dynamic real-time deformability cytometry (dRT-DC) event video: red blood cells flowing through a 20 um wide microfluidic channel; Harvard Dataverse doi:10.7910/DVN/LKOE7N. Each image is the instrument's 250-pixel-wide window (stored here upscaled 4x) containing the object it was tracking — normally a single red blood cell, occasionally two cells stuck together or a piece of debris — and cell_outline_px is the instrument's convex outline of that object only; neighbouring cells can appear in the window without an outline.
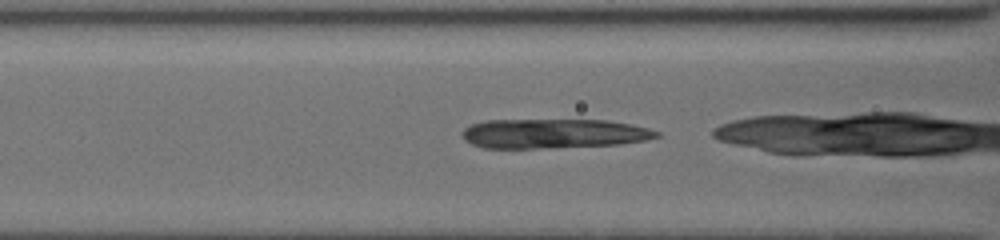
{"species": "common noctule bat (a hibernating species)", "species_latin": "Nyctalus noctula", "temperature_condition": "cold", "stored_images_in_passage": 8, "segment_of_instrument_passage": [2, 2], "camera_frame_rate_fps": 3000, "um_per_image_px": 0.085, "animal": {"sex": "female", "body_mass_g": 19.5, "forearm_length_mm": 54.1}, "frame": {"image": 1, "passage_image": 8, "time_ms": 4.0, "image_size_px": [1000, 240], "cell_outline_px": [[660, 136], [648, 140], [620, 144], [540, 148], [484, 148], [472, 144], [464, 140], [460, 136], [460, 132], [464, 128], [472, 124], [484, 120], [608, 120], [632, 124], [648, 128], [660, 132]], "centroid_in_image_um": [47.04, 11.35], "position_along_channel_um": 119.6, "area_um2": 33.7}}